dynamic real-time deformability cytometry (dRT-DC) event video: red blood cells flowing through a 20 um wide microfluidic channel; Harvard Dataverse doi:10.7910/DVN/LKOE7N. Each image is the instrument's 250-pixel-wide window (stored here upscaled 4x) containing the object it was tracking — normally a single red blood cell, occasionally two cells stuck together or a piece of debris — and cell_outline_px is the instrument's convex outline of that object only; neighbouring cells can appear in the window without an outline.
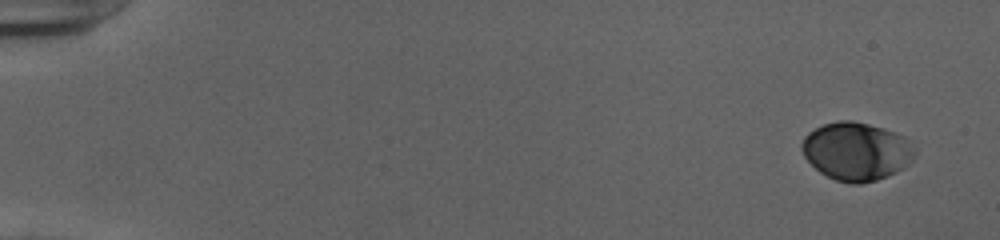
{"species": "human", "species_latin": "Homo sapiens", "temperature_condition": "cold", "stored_images_in_passage": 52, "camera_frame_rate_fps": 3000, "um_per_image_px": 0.085, "donor": {"sex": "female"}, "frame": {"image": 1, "passage_image": 1, "time_ms": 0.0, "image_size_px": [1000, 240], "cell_outline_px": [[916, 152], [908, 164], [904, 168], [888, 176], [876, 180], [860, 184], [852, 184], [836, 180], [820, 172], [804, 156], [800, 148], [800, 144], [804, 136], [808, 132], [824, 124], [840, 120], [852, 120], [884, 128], [904, 136], [916, 148]], "centroid_in_image_um": [72.79, 12.86], "position_along_channel_um": 12.2, "area_um2": 38.38}}
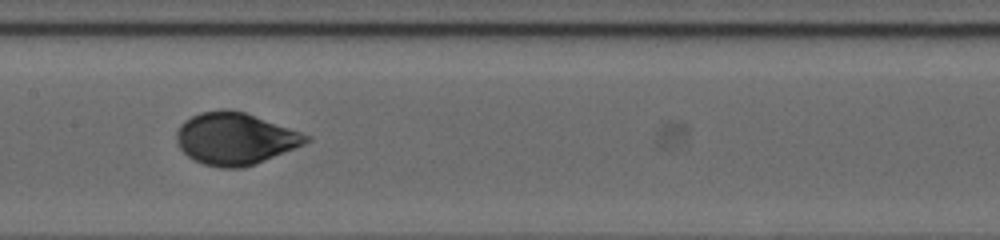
{"frame": {"image": 2, "passage_image": 27, "time_ms": 8.667, "image_size_px": [1000, 240], "cell_outline_px": [[312, 140], [304, 144], [256, 164], [240, 168], [220, 168], [204, 164], [192, 160], [180, 148], [176, 140], [176, 132], [180, 124], [184, 120], [200, 112], [220, 108], [224, 108], [244, 112], [312, 136]], "centroid_in_image_um": [19.96, 11.78], "position_along_channel_um": 187.4, "area_um2": 39.36}}
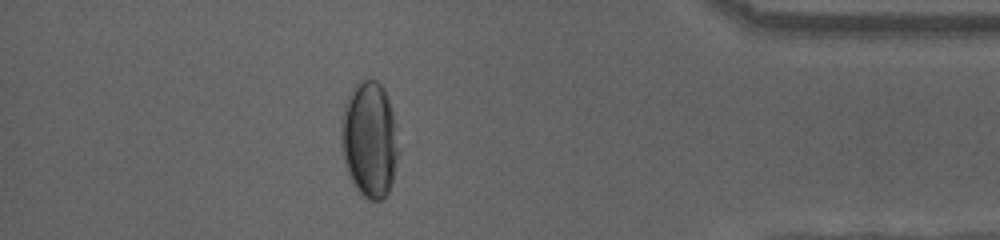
{"frame": {"image": 3, "passage_image": 46, "time_ms": 15.0, "image_size_px": [1000, 240], "cell_outline_px": [[400, 152], [392, 180], [388, 192], [380, 200], [368, 200], [352, 184], [348, 176], [340, 148], [340, 124], [344, 104], [348, 92], [364, 76], [376, 80], [384, 88], [392, 112], [400, 148]], "centroid_in_image_um": [31.38, 11.83], "position_along_channel_um": 403.8, "area_um2": 39.65}, "authors_computed_cell_mechanics": {"area_um2": 38.3214, "velocity_mm_per_s": 3.9138, "shape_relaxation_time_tau1_ms": 3.8209, "shape_relaxation_time_tau2_ms": null, "deformation_change_tau1": 0.1597, "deformation_change_tau2": null}}